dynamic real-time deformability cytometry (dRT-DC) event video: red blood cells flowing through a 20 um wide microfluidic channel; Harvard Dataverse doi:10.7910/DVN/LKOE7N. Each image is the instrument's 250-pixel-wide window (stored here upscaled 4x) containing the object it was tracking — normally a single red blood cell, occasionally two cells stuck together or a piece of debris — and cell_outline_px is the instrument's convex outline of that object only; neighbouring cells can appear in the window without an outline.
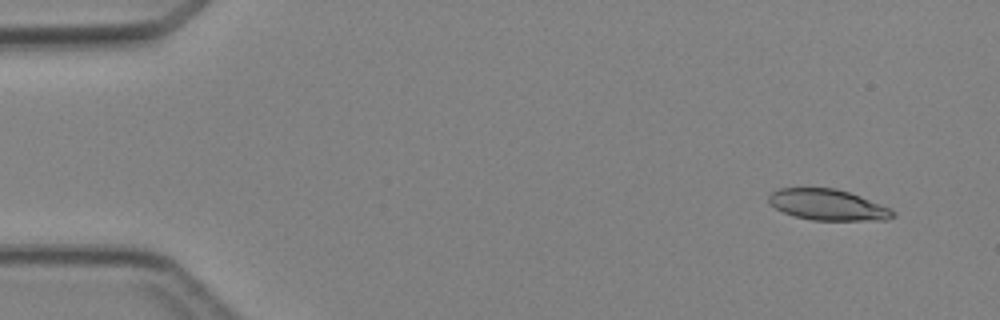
{"species": "Egyptian fruit bat (a non-hibernating species)", "species_latin": "Rousettus aegyptiacus", "temperature_condition": "cold", "stored_images_in_passage": 6, "camera_frame_rate_fps": 3000, "um_per_image_px": 0.085, "animal": {"sex": "female"}, "frame": {"image": 1, "passage_image": 2, "time_ms": 1.0, "image_size_px": [1000, 320], "cell_outline_px": [[896, 216], [888, 220], [812, 220], [796, 216], [784, 212], [768, 204], [768, 196], [772, 192], [780, 188], [836, 188], [860, 196], [892, 208], [896, 212]], "centroid_in_image_um": [70.4, 17.41], "position_along_channel_um": 14.6, "area_um2": 22.48}}
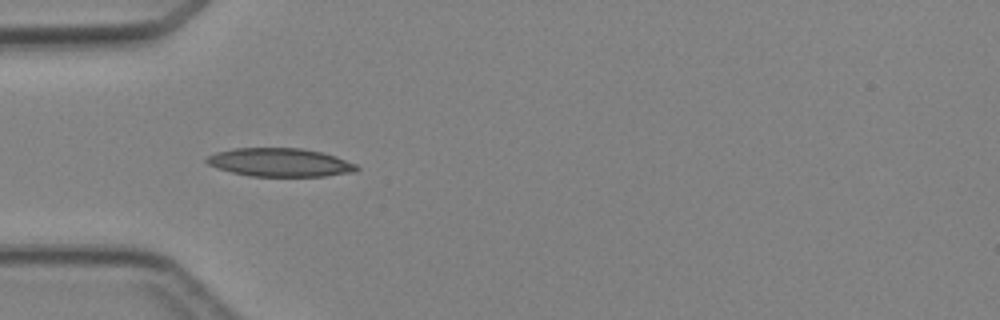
{"frame": {"image": 2, "passage_image": 5, "time_ms": 4.667, "image_size_px": [1000, 320], "cell_outline_px": [[360, 168], [356, 172], [324, 176], [248, 176], [216, 168], [208, 164], [204, 160], [208, 156], [216, 152], [232, 148], [304, 148], [336, 156], [356, 164]], "centroid_in_image_um": [23.79, 13.8], "position_along_channel_um": 61.2, "area_um2": 24.97}}
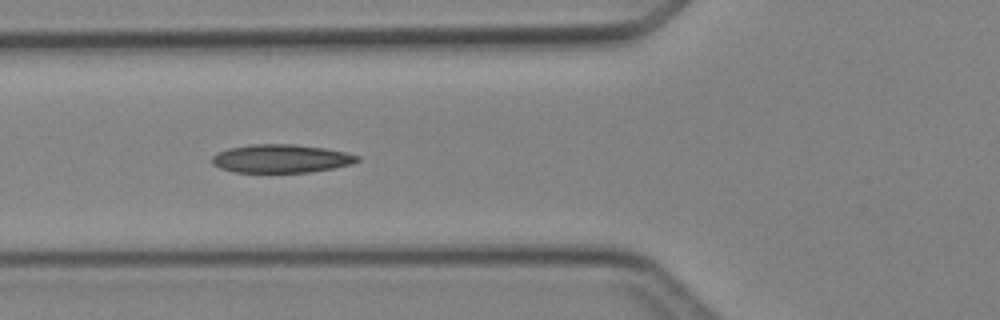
{"frame": {"image": 3, "passage_image": 6, "time_ms": 5.667, "image_size_px": [1000, 320], "cell_outline_px": [[360, 160], [352, 164], [332, 168], [308, 172], [236, 172], [220, 168], [212, 164], [212, 156], [216, 152], [228, 148], [248, 144], [296, 144], [324, 148], [344, 152], [360, 156]], "centroid_in_image_um": [23.86, 13.47], "position_along_channel_um": 101.9, "area_um2": 24.04}}